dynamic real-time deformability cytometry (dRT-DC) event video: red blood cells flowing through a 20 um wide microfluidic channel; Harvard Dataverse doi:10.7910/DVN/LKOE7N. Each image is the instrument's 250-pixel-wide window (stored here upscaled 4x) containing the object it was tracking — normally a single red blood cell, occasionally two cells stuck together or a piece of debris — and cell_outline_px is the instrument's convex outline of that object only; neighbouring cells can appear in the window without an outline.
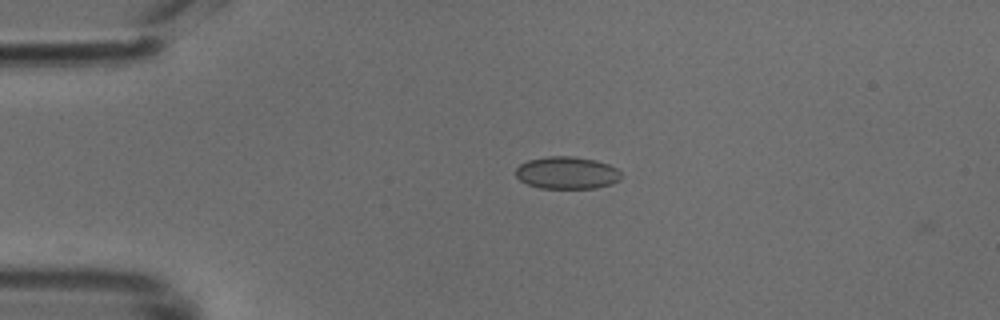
{"species": "common noctule bat (a hibernating species)", "species_latin": "Nyctalus noctula", "temperature_condition": "cold", "stored_images_in_passage": 2, "camera_frame_rate_fps": 3000, "um_per_image_px": 0.085, "animal": {"sex": "male", "body_mass_g": 18.8}, "frame": {"image": 1, "passage_image": 1, "time_ms": 0.0, "image_size_px": [1000, 320], "cell_outline_px": [[620, 180], [612, 184], [596, 188], [540, 188], [528, 184], [520, 180], [516, 176], [516, 168], [520, 164], [528, 160], [548, 156], [572, 156], [596, 160], [608, 164], [616, 168], [620, 172]], "centroid_in_image_um": [48.19, 14.69], "position_along_channel_um": 36.8, "area_um2": 19.88}}